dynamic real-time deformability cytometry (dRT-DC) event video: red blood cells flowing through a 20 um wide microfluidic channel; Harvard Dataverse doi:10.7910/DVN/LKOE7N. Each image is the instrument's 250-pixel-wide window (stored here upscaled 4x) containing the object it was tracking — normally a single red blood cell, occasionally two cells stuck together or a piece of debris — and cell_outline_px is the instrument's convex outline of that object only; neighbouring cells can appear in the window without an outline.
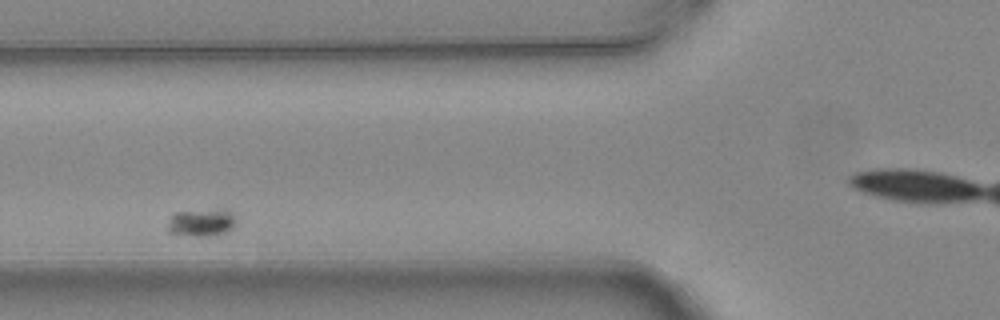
{"species": "common noctule bat (a hibernating species)", "species_latin": "Nyctalus noctula", "temperature_condition": "warm", "stored_images_in_passage": 6, "camera_frame_rate_fps": 3000, "um_per_image_px": 0.085, "animal": {"sex": "female", "body_mass_g": 24.6, "forearm_length_mm": 56.2}, "frame": {"image": 1, "passage_image": 4, "time_ms": 1.0, "image_size_px": [1000, 320], "cell_outline_px": [[236, 224], [232, 228], [224, 232], [212, 236], [192, 236], [168, 232], [168, 224], [172, 212], [212, 208], [228, 208], [236, 216]], "centroid_in_image_um": [17.16, 18.87], "position_along_channel_um": 108.6, "area_um2": 11.5}}